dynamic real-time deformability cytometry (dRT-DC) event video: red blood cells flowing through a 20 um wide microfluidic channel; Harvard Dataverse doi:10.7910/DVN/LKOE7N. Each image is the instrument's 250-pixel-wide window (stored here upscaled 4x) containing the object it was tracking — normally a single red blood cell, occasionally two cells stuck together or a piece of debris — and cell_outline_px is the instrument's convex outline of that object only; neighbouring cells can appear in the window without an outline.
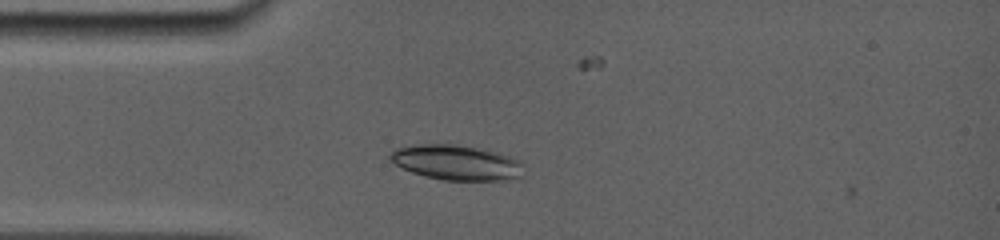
{"species": "common noctule bat (a hibernating species)", "species_latin": "Nyctalus noctula", "temperature_condition": "room temperature", "stored_images_in_passage": 3, "camera_frame_rate_fps": 5000, "um_per_image_px": 0.085, "animal": {"sex": "female", "body_mass_g": 19.0, "forearm_length_mm": 56.7}, "frame": {"image": 1, "passage_image": 2, "time_ms": 0.4, "image_size_px": [1000, 240], "cell_outline_px": [[524, 176], [500, 180], [444, 180], [424, 176], [412, 172], [396, 164], [388, 156], [396, 148], [420, 144], [452, 144], [488, 148], [512, 156], [520, 160], [524, 164]], "centroid_in_image_um": [38.9, 13.8], "position_along_channel_um": 46.1, "area_um2": 27.63}}